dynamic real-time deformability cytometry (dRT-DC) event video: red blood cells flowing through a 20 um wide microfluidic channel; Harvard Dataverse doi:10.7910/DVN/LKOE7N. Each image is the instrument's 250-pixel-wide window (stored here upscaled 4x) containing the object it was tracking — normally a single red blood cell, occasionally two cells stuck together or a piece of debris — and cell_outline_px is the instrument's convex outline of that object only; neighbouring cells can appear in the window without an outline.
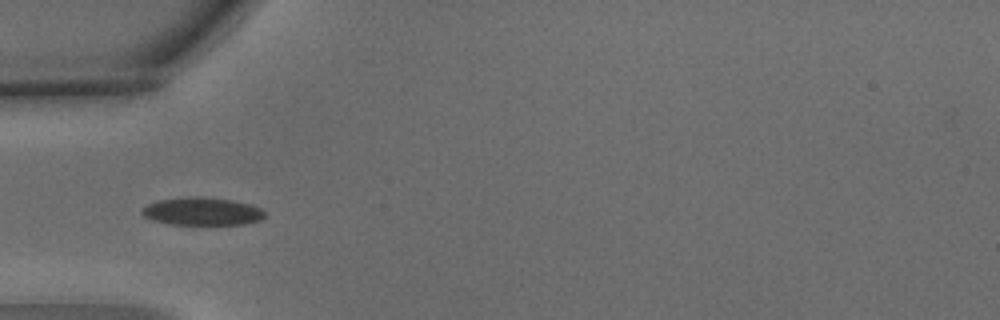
{"species": "common noctule bat (a hibernating species)", "species_latin": "Nyctalus noctula", "temperature_condition": "warm", "stored_images_in_passage": 8, "camera_frame_rate_fps": 3000, "um_per_image_px": 0.085, "animal": {"sex": "male", "body_mass_g": 15.6}, "frame": {"image": 1, "passage_image": 3, "time_ms": 0.667, "image_size_px": [1000, 320], "cell_outline_px": [[264, 216], [260, 220], [244, 224], [172, 224], [152, 220], [144, 216], [140, 212], [140, 208], [144, 204], [160, 200], [188, 196], [204, 196], [232, 200], [248, 204], [260, 208], [264, 212]], "centroid_in_image_um": [17.11, 17.95], "position_along_channel_um": 67.9, "area_um2": 20.0}}
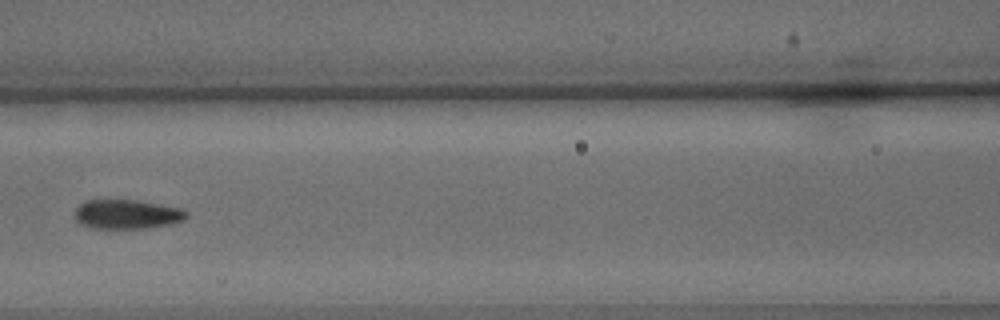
{"frame": {"image": 2, "passage_image": 5, "time_ms": 1.333, "image_size_px": [1000, 320], "cell_outline_px": [[188, 216], [184, 220], [172, 224], [144, 228], [92, 228], [80, 224], [76, 220], [76, 208], [84, 200], [136, 200], [160, 204], [180, 208], [188, 212]], "centroid_in_image_um": [10.8, 18.21], "position_along_channel_um": 155.8, "area_um2": 19.07}}
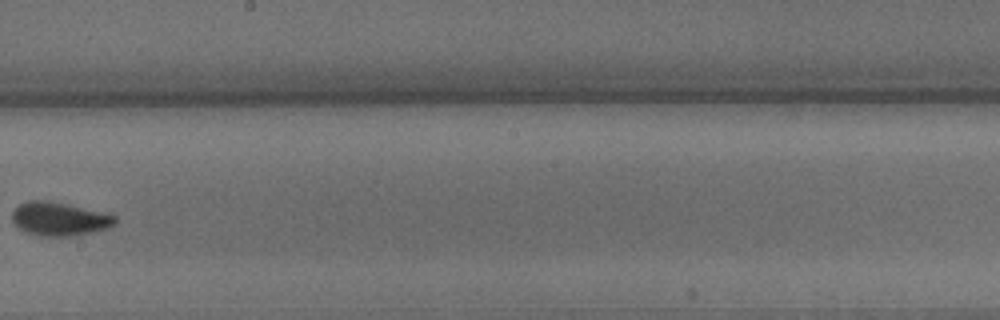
{"frame": {"image": 3, "passage_image": 7, "time_ms": 2.0, "image_size_px": [1000, 320], "cell_outline_px": [[116, 224], [108, 228], [76, 236], [36, 236], [24, 232], [16, 228], [12, 220], [12, 212], [20, 204], [28, 200], [48, 200], [108, 212], [116, 216]], "centroid_in_image_um": [5.05, 18.61], "position_along_channel_um": 243.1, "area_um2": 20.69}}